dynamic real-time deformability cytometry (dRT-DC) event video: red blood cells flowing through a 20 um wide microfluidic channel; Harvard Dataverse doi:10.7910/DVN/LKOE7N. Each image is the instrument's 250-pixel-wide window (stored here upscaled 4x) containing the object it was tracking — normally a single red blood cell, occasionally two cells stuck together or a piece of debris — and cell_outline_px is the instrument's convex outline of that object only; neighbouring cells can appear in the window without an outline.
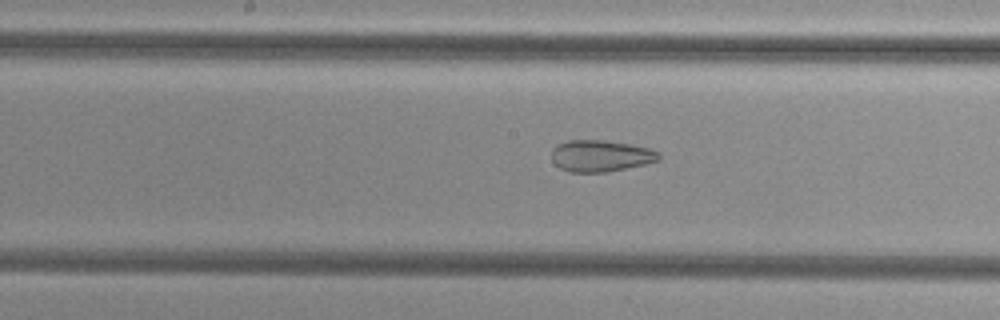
{"species": "common noctule bat (a hibernating species)", "species_latin": "Nyctalus noctula", "temperature_condition": "cold", "stored_images_in_passage": 46, "camera_frame_rate_fps": 3000, "um_per_image_px": 0.085, "animal": {"sex": "female", "body_mass_g": 29.2, "forearm_length_mm": 56.3}, "frame": {"image": 1, "passage_image": 20, "time_ms": 6.333, "image_size_px": [1000, 320], "cell_outline_px": [[660, 160], [644, 164], [604, 172], [568, 172], [560, 168], [552, 160], [552, 148], [556, 144], [568, 140], [604, 140], [628, 144], [648, 148], [660, 152]], "centroid_in_image_um": [51.02, 13.24], "position_along_channel_um": 197.2, "area_um2": 19.65}}
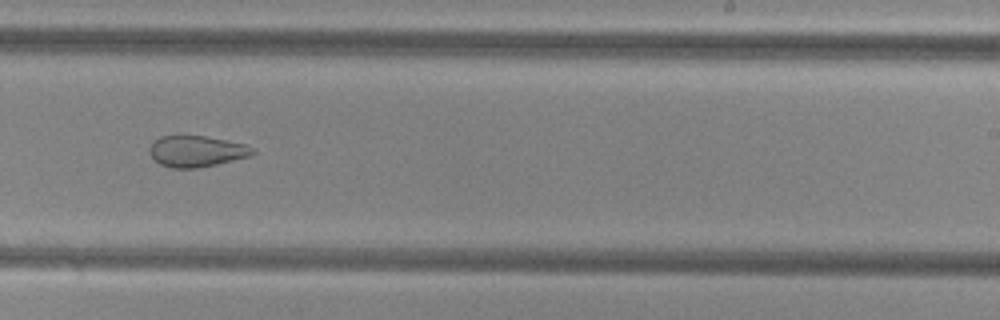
{"frame": {"image": 2, "passage_image": 26, "time_ms": 8.333, "image_size_px": [1000, 320], "cell_outline_px": [[256, 152], [252, 156], [216, 164], [196, 168], [172, 168], [160, 164], [152, 156], [148, 148], [160, 136], [204, 136], [244, 144], [256, 148]], "centroid_in_image_um": [16.74, 12.86], "position_along_channel_um": 272.3, "area_um2": 18.55}}
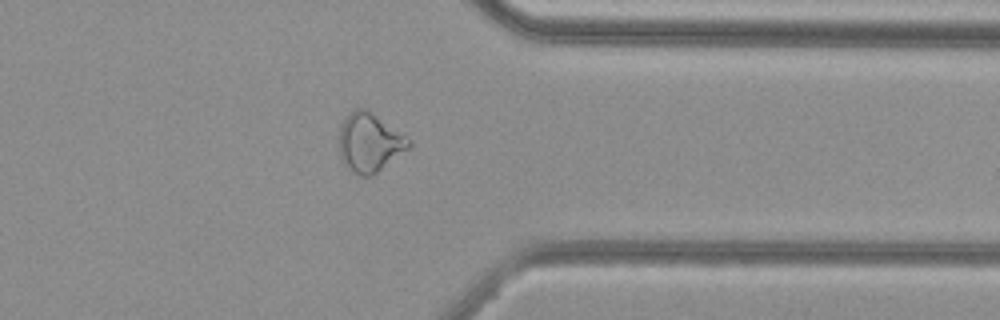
{"frame": {"image": 3, "passage_image": 35, "time_ms": 11.333, "image_size_px": [1000, 320], "cell_outline_px": [[412, 148], [372, 176], [360, 176], [348, 168], [344, 164], [340, 156], [340, 124], [356, 108], [364, 108], [412, 140]], "centroid_in_image_um": [31.45, 12.16], "position_along_channel_um": 379.9, "area_um2": 23.76}, "authors_computed_cell_mechanics": {"area_um2": 24.6517, "velocity_mm_per_s": 3.7684, "shape_relaxation_time_tau1_ms": null, "shape_relaxation_time_tau2_ms": 2.235, "deformation_change_tau1": null, "deformation_change_tau2": 0.1031}}